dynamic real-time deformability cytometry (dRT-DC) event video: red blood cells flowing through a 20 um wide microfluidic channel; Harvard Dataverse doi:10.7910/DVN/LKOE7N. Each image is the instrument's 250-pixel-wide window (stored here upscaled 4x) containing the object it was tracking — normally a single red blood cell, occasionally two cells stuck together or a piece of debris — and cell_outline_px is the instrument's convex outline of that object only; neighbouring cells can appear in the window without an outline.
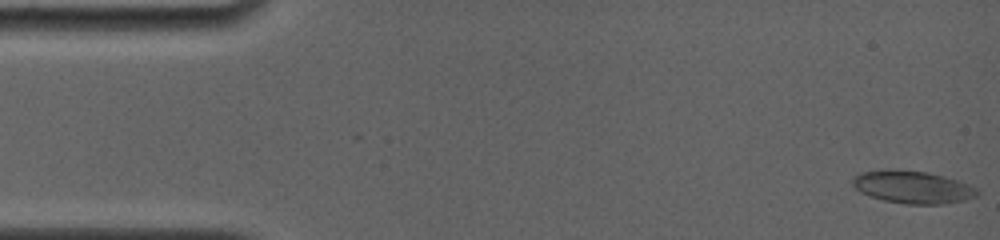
{"species": "common noctule bat (a hibernating species)", "species_latin": "Nyctalus noctula", "temperature_condition": "room temperature", "stored_images_in_passage": 10, "camera_frame_rate_fps": 4000, "um_per_image_px": 0.085, "animal": {"sex": "female", "body_mass_g": 19.0, "forearm_length_mm": 56.7}, "frame": {"image": 1, "passage_image": 1, "time_ms": 0.0, "image_size_px": [1000, 240], "cell_outline_px": [[980, 196], [964, 200], [944, 204], [904, 204], [884, 200], [860, 192], [852, 184], [852, 176], [860, 172], [928, 172], [960, 180], [976, 188], [980, 192]], "centroid_in_image_um": [77.66, 15.94], "position_along_channel_um": 7.3, "area_um2": 23.06}}